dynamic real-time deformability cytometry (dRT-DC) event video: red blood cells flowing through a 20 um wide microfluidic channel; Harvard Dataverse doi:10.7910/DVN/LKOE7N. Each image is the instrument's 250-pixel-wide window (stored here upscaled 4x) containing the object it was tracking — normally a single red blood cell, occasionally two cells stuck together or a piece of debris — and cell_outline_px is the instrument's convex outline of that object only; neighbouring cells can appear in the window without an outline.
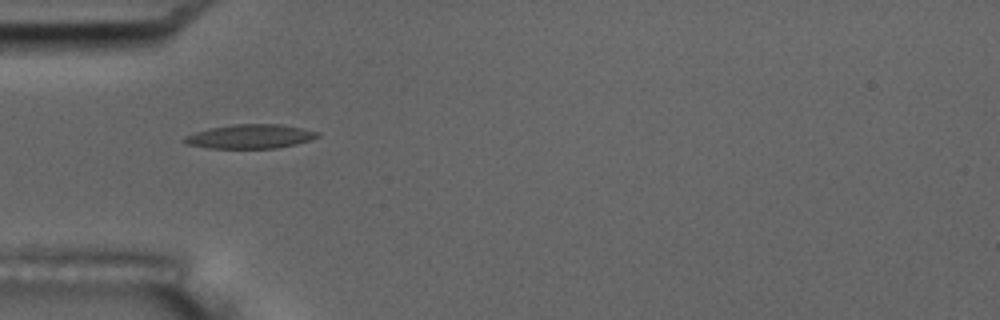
{"species": "common noctule bat (a hibernating species)", "species_latin": "Nyctalus noctula", "temperature_condition": "room temperature", "stored_images_in_passage": 6, "camera_frame_rate_fps": 3000, "um_per_image_px": 0.085, "animal": {"sex": "male", "body_mass_g": 17.5, "forearm_length_mm": 52.3}, "frame": {"image": 1, "passage_image": 5, "time_ms": 5.333, "image_size_px": [1000, 320], "cell_outline_px": [[320, 136], [312, 140], [296, 144], [276, 148], [208, 148], [184, 144], [180, 140], [184, 136], [208, 128], [232, 124], [280, 124], [320, 132]], "centroid_in_image_um": [21.23, 11.6], "position_along_channel_um": 63.8, "area_um2": 18.9}}